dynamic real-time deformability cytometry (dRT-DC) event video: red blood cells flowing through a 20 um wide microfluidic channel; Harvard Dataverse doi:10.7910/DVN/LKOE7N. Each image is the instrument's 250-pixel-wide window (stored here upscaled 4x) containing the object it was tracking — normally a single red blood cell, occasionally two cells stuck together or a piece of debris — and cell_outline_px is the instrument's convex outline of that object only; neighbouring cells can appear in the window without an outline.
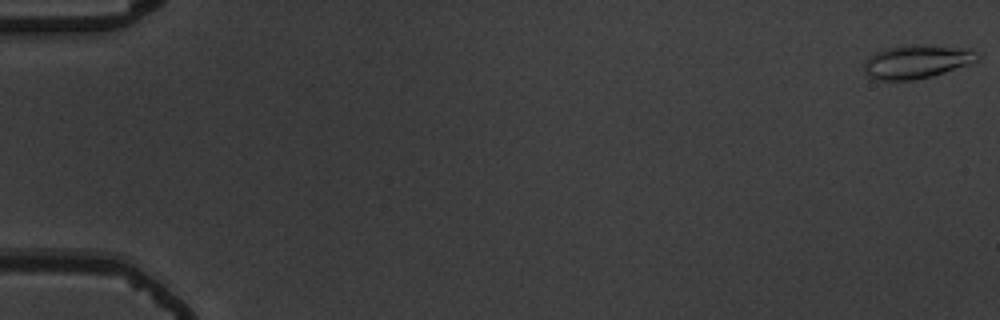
{"species": "common noctule bat (a hibernating species)", "species_latin": "Nyctalus noctula", "temperature_condition": "warm", "stored_images_in_passage": 56, "camera_frame_rate_fps": 3000, "um_per_image_px": 0.085, "animal": {"sex": "male", "body_mass_g": 19.5, "forearm_length_mm": 54.6}, "frame": {"image": 1, "passage_image": 1, "time_ms": 0.0, "image_size_px": [1000, 320], "cell_outline_px": [[976, 60], [968, 64], [944, 72], [912, 80], [876, 80], [868, 76], [864, 72], [864, 64], [868, 56], [876, 52], [888, 48], [924, 44], [928, 44], [968, 48], [972, 52]], "centroid_in_image_um": [77.83, 5.24], "position_along_channel_um": 7.2, "area_um2": 21.62}}
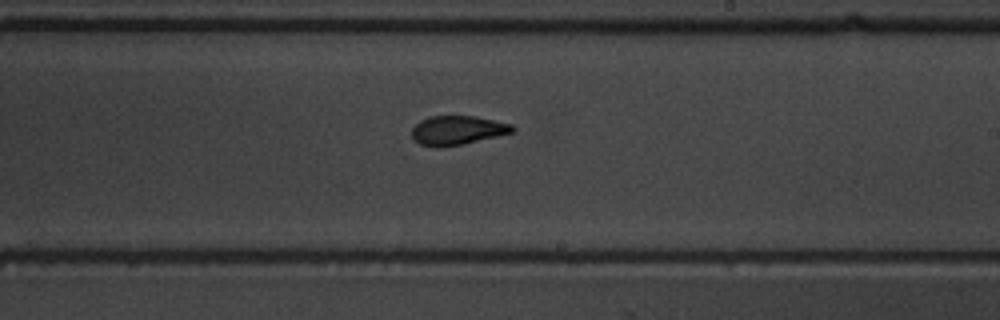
{"frame": {"image": 2, "passage_image": 34, "time_ms": 11.0, "image_size_px": [1000, 320], "cell_outline_px": [[516, 132], [464, 144], [440, 148], [436, 148], [420, 144], [412, 140], [412, 128], [420, 120], [428, 116], [476, 116], [512, 124], [516, 128]], "centroid_in_image_um": [38.89, 11.08], "position_along_channel_um": 250.1, "area_um2": 17.46}}
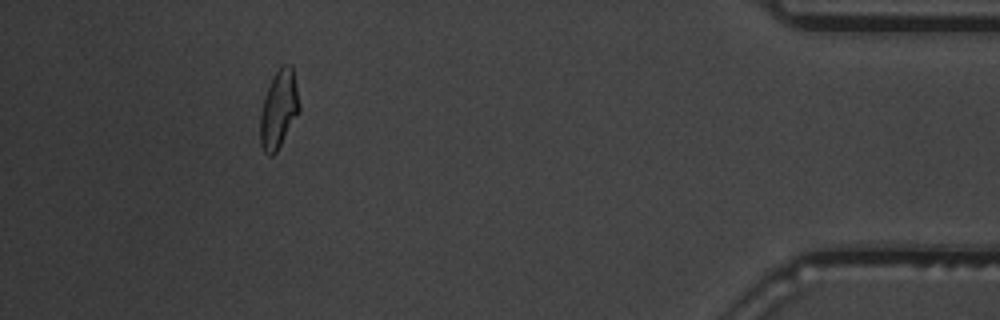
{"frame": {"image": 3, "passage_image": 51, "time_ms": 16.667, "image_size_px": [1000, 320], "cell_outline_px": [[300, 112], [276, 152], [272, 156], [268, 156], [264, 152], [260, 144], [260, 116], [264, 96], [272, 76], [284, 64], [292, 64], [300, 104]], "centroid_in_image_um": [23.7, 9.29], "position_along_channel_um": 411.5, "area_um2": 17.92}, "authors_computed_cell_mechanics": {"area_um2": 17.8602, "velocity_mm_per_s": 3.7557, "shape_relaxation_time_tau1_ms": 7.9414, "shape_relaxation_time_tau2_ms": 1.9563, "deformation_change_tau1": 0.242, "deformation_change_tau2": 0.0741}}